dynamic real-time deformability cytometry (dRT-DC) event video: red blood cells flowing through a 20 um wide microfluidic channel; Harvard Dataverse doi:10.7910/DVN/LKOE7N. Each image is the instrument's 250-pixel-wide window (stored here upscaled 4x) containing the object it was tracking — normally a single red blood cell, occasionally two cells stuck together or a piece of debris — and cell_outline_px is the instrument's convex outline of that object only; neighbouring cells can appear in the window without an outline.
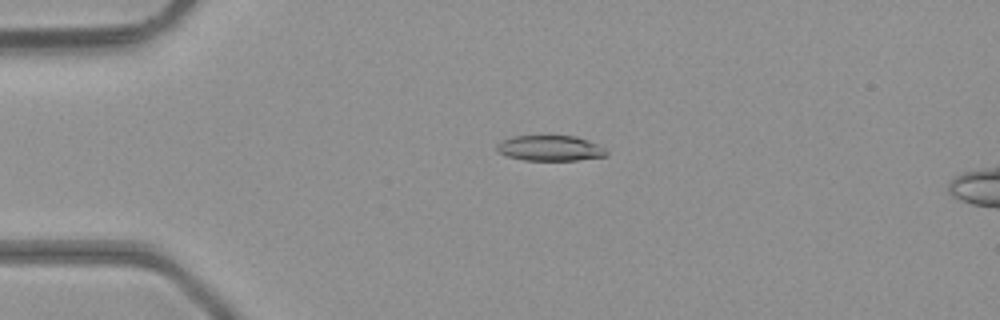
{"species": "common noctule bat (a hibernating species)", "species_latin": "Nyctalus noctula", "temperature_condition": "room temperature", "stored_images_in_passage": 48, "camera_frame_rate_fps": 3000, "um_per_image_px": 0.085, "animal": {"sex": "male", "body_mass_g": 23.1, "forearm_length_mm": 52.7}, "frame": {"image": 1, "passage_image": 12, "time_ms": 3.667, "image_size_px": [1000, 320], "cell_outline_px": [[608, 156], [576, 160], [524, 160], [508, 156], [496, 152], [496, 144], [512, 136], [576, 136], [588, 140], [604, 148], [608, 152]], "centroid_in_image_um": [46.75, 12.6], "position_along_channel_um": 38.2, "area_um2": 16.24}}
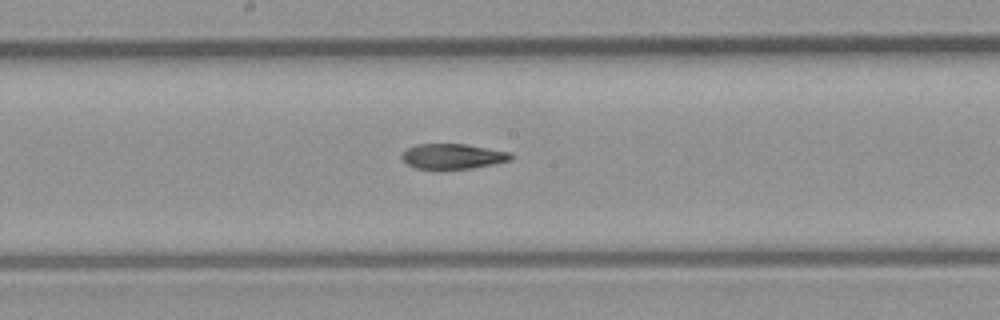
{"frame": {"image": 2, "passage_image": 26, "time_ms": 8.333, "image_size_px": [1000, 320], "cell_outline_px": [[512, 160], [472, 168], [416, 168], [408, 164], [400, 156], [408, 148], [416, 144], [464, 144], [512, 152]], "centroid_in_image_um": [38.51, 13.27], "position_along_channel_um": 209.7, "area_um2": 15.72}}
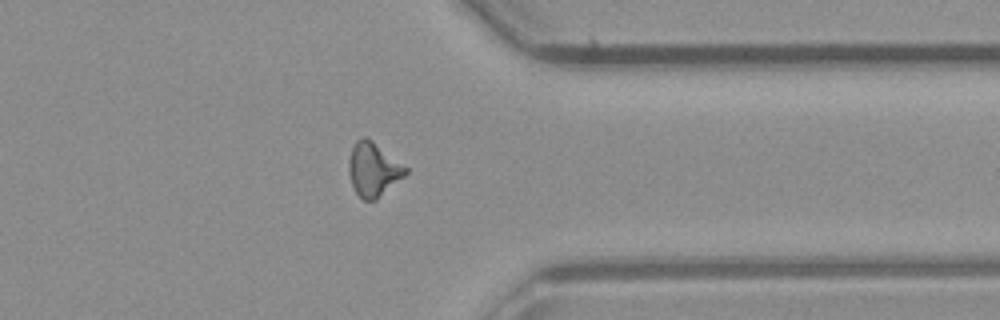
{"frame": {"image": 3, "passage_image": 38, "time_ms": 12.333, "image_size_px": [1000, 320], "cell_outline_px": [[408, 172], [404, 176], [376, 200], [364, 200], [356, 192], [352, 184], [348, 172], [348, 160], [352, 148], [356, 140], [364, 136], [372, 140], [408, 168]], "centroid_in_image_um": [31.72, 14.39], "position_along_channel_um": 379.7, "area_um2": 17.69}, "authors_computed_cell_mechanics": {"area_um2": 16.9354, "velocity_mm_per_s": 4.4218, "shape_relaxation_time_tau1_ms": null, "shape_relaxation_time_tau2_ms": 4.1028, "deformation_change_tau1": null, "deformation_change_tau2": 0.1316}}